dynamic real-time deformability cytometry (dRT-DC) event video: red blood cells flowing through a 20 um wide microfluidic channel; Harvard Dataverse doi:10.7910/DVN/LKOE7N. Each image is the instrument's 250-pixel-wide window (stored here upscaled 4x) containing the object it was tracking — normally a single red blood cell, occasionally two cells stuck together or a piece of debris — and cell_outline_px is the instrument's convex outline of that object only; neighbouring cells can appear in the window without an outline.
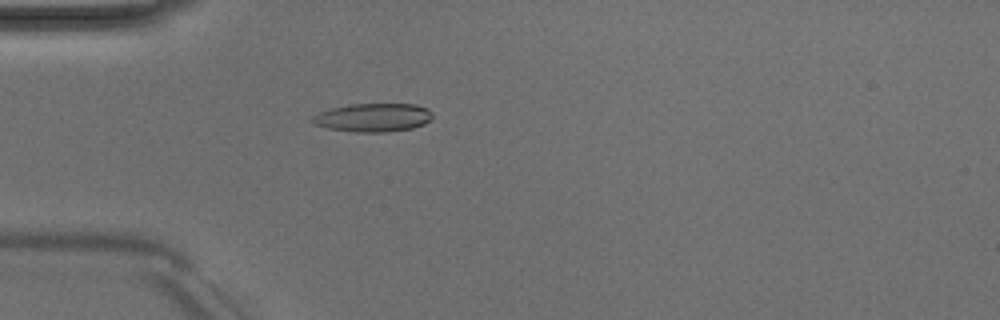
{"species": "Egyptian fruit bat (a non-hibernating species)", "species_latin": "Rousettus aegyptiacus", "temperature_condition": "room temperature", "stored_images_in_passage": 51, "camera_frame_rate_fps": 3000, "um_per_image_px": 0.085, "animal": {"sex": "male"}, "frame": {"image": 1, "passage_image": 15, "time_ms": 4.667, "image_size_px": [1000, 320], "cell_outline_px": [[432, 120], [424, 124], [412, 128], [384, 132], [356, 132], [328, 128], [312, 124], [312, 116], [320, 112], [332, 108], [348, 104], [416, 104], [428, 108], [432, 112]], "centroid_in_image_um": [31.74, 9.98], "position_along_channel_um": 53.3, "area_um2": 20.0}}
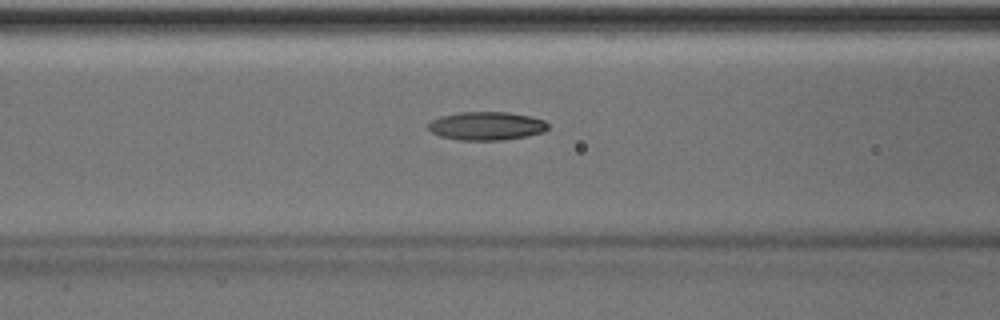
{"frame": {"image": 2, "passage_image": 21, "time_ms": 6.667, "image_size_px": [1000, 320], "cell_outline_px": [[548, 128], [544, 132], [524, 136], [500, 140], [460, 140], [440, 136], [432, 132], [428, 128], [428, 124], [432, 120], [440, 116], [460, 112], [508, 112], [532, 116], [544, 120], [548, 124]], "centroid_in_image_um": [41.35, 10.69], "position_along_channel_um": 125.2, "area_um2": 19.77}}
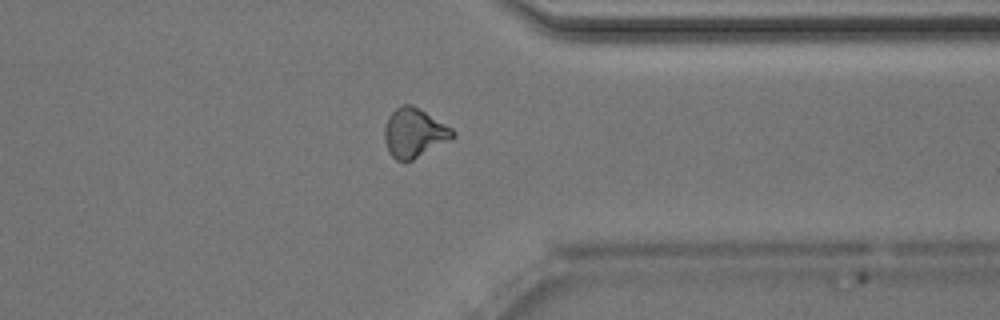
{"frame": {"image": 3, "passage_image": 40, "time_ms": 13.0, "image_size_px": [1000, 320], "cell_outline_px": [[456, 136], [452, 140], [412, 160], [396, 160], [388, 152], [384, 140], [384, 128], [392, 112], [400, 104], [412, 104], [452, 128], [456, 132]], "centroid_in_image_um": [35.23, 11.3], "position_along_channel_um": 376.2, "area_um2": 19.59}, "authors_computed_cell_mechanics": {"area_um2": 19.5364, "velocity_mm_per_s": 4.0225, "shape_relaxation_time_tau1_ms": 10.2151, "shape_relaxation_time_tau2_ms": 4.3859, "deformation_change_tau1": 0.2102, "deformation_change_tau2": 0.1251}}